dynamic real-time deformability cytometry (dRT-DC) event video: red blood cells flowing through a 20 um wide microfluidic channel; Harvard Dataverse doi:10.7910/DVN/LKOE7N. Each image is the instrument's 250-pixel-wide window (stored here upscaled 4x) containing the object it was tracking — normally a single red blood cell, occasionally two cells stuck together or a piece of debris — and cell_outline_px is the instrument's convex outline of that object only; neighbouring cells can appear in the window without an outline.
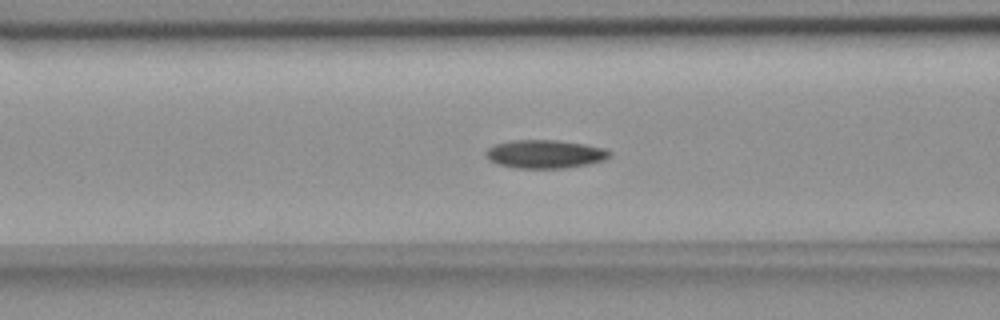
{"species": "common noctule bat (a hibernating species)", "species_latin": "Nyctalus noctula", "temperature_condition": "room temperature", "stored_images_in_passage": 55, "camera_frame_rate_fps": 3000, "um_per_image_px": 0.085, "animal": {"sex": "female", "body_mass_g": 18.4}, "frame": {"image": 1, "passage_image": 21, "time_ms": 6.667, "image_size_px": [1000, 320], "cell_outline_px": [[612, 156], [604, 160], [588, 164], [564, 168], [516, 168], [500, 164], [488, 160], [484, 156], [484, 152], [488, 148], [496, 144], [512, 140], [556, 140], [584, 144], [604, 148], [612, 152]], "centroid_in_image_um": [46.32, 13.09], "position_along_channel_um": 120.3, "area_um2": 20.52}}
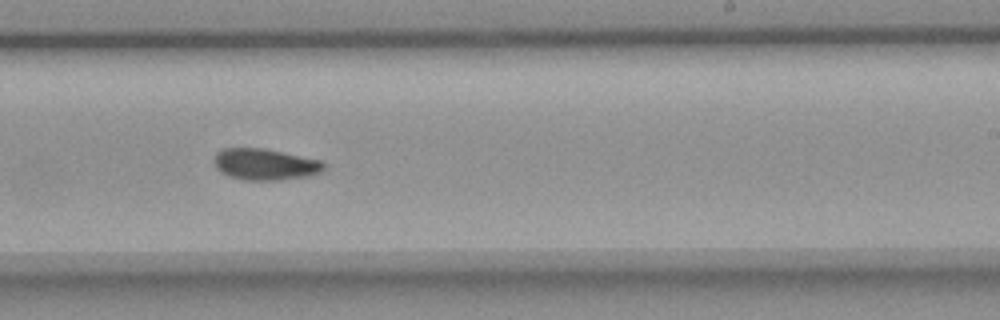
{"frame": {"image": 2, "passage_image": 33, "time_ms": 10.667, "image_size_px": [1000, 320], "cell_outline_px": [[324, 168], [320, 172], [308, 176], [280, 180], [244, 180], [228, 176], [220, 172], [216, 168], [212, 160], [216, 152], [224, 148], [264, 148], [324, 160]], "centroid_in_image_um": [22.51, 13.96], "position_along_channel_um": 266.5, "area_um2": 20.4}}
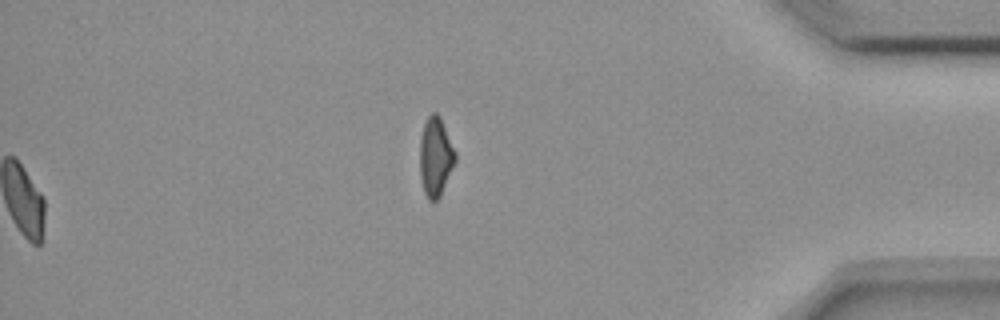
{"frame": {"image": 3, "passage_image": 55, "time_ms": 18.0, "image_size_px": [1000, 320], "cell_outline_px": [[456, 160], [440, 196], [436, 200], [428, 200], [424, 192], [420, 176], [420, 136], [424, 124], [428, 116], [432, 112], [436, 112], [440, 116], [456, 152]], "centroid_in_image_um": [37.01, 13.3], "position_along_channel_um": 398.2, "area_um2": 16.3}, "authors_computed_cell_mechanics": {"area_um2": 19.7676, "velocity_mm_per_s": 3.6668, "shape_relaxation_time_tau1_ms": 5.097, "shape_relaxation_time_tau2_ms": 5.4607, "deformation_change_tau1": 0.1456, "deformation_change_tau2": 0.095}}